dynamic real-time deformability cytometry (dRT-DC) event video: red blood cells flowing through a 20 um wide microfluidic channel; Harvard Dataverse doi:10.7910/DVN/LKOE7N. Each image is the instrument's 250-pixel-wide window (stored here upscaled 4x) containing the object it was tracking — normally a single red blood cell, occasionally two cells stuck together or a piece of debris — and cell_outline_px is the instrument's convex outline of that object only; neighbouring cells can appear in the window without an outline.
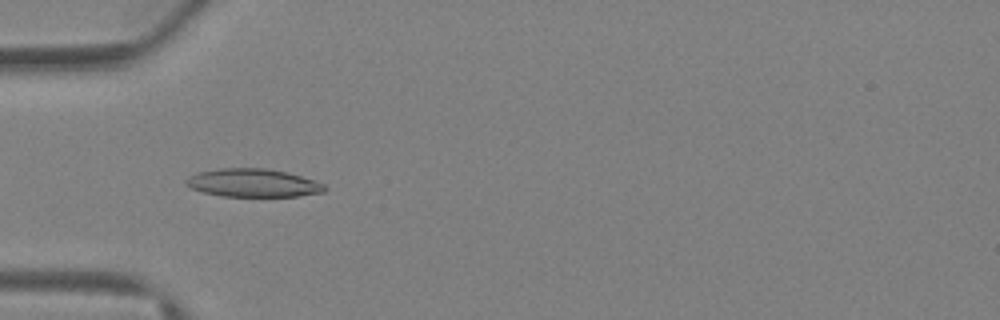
{"species": "Egyptian fruit bat (a non-hibernating species)", "species_latin": "Rousettus aegyptiacus", "temperature_condition": "warm", "stored_images_in_passage": 31, "camera_frame_rate_fps": 3000, "um_per_image_px": 0.085, "animal": {"sex": "female"}, "frame": {"image": 1, "passage_image": 5, "time_ms": 1.333, "image_size_px": [1000, 320], "cell_outline_px": [[328, 188], [324, 192], [300, 196], [220, 196], [204, 192], [192, 188], [184, 184], [184, 180], [188, 176], [196, 172], [220, 168], [264, 168], [288, 172], [324, 184]], "centroid_in_image_um": [21.48, 15.54], "position_along_channel_um": 63.5, "area_um2": 22.83}}
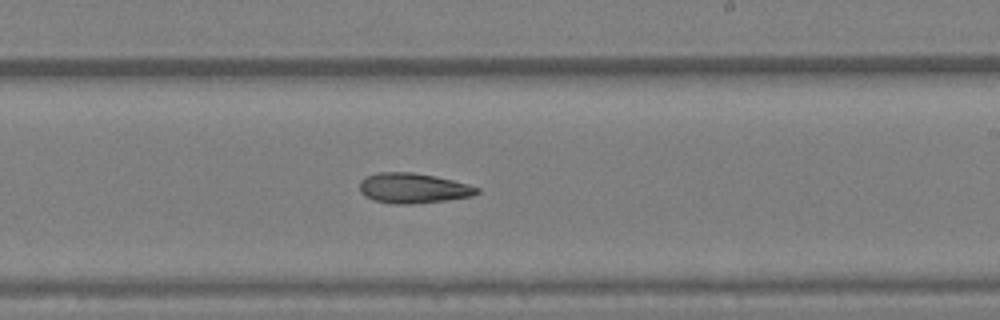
{"frame": {"image": 2, "passage_image": 16, "time_ms": 5.0, "image_size_px": [1000, 320], "cell_outline_px": [[480, 192], [472, 196], [448, 200], [408, 204], [396, 204], [376, 200], [364, 196], [360, 192], [360, 180], [364, 176], [380, 172], [412, 172], [436, 176], [468, 184], [480, 188]], "centroid_in_image_um": [35.12, 15.98], "position_along_channel_um": 253.9, "area_um2": 20.63}}
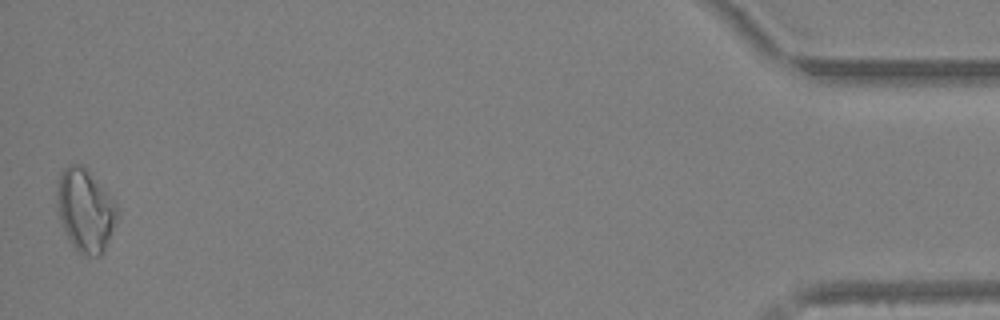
{"frame": {"image": 3, "passage_image": 31, "time_ms": 10.0, "image_size_px": [1000, 320], "cell_outline_px": [[120, 216], [100, 256], [96, 256], [80, 252], [72, 244], [60, 220], [56, 204], [56, 192], [60, 172], [68, 164], [80, 164], [84, 168], [116, 204]], "centroid_in_image_um": [7.23, 17.86], "position_along_channel_um": 428.0, "area_um2": 28.38}}